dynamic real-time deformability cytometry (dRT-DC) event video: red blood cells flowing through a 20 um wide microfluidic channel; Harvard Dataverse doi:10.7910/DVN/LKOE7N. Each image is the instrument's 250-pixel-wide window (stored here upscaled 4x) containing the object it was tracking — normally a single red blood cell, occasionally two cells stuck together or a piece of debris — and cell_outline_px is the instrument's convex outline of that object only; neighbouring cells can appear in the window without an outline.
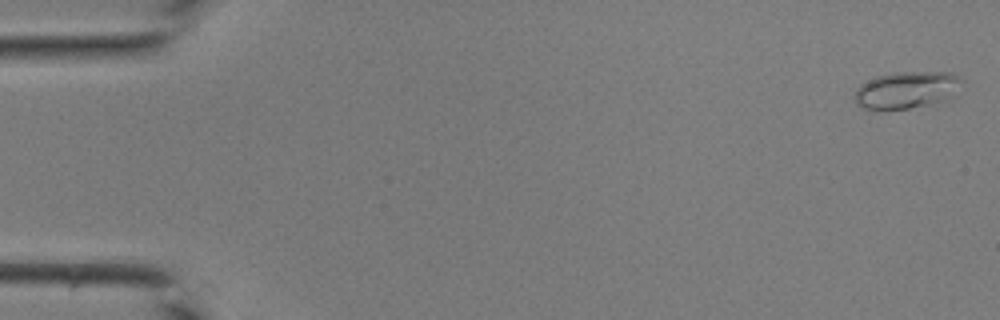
{"species": "common noctule bat (a hibernating species)", "species_latin": "Nyctalus noctula", "temperature_condition": "room temperature", "stored_images_in_passage": 14, "camera_frame_rate_fps": 3000, "um_per_image_px": 0.085, "animal": {"sex": "male", "body_mass_g": 19.0, "forearm_length_mm": 50.8}, "frame": {"image": 1, "passage_image": 1, "time_ms": 0.0, "image_size_px": [1000, 320], "cell_outline_px": [[964, 80], [952, 96], [940, 100], [908, 108], [864, 108], [856, 104], [856, 88], [860, 84], [876, 76], [896, 72], [952, 72]], "centroid_in_image_um": [77.06, 7.6], "position_along_channel_um": 7.9, "area_um2": 22.48}}
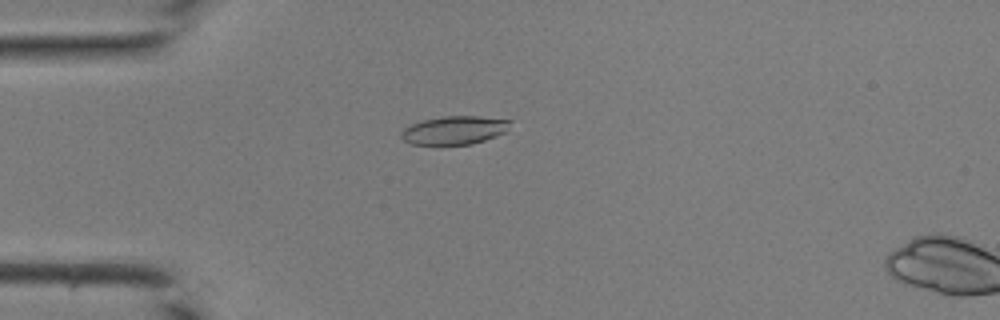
{"frame": {"image": 2, "passage_image": 12, "time_ms": 3.667, "image_size_px": [1000, 320], "cell_outline_px": [[512, 120], [508, 132], [472, 144], [412, 144], [404, 140], [400, 136], [400, 132], [404, 128], [412, 124], [424, 120], [444, 116], [480, 116]], "centroid_in_image_um": [38.67, 11.06], "position_along_channel_um": 46.3, "area_um2": 18.03}}